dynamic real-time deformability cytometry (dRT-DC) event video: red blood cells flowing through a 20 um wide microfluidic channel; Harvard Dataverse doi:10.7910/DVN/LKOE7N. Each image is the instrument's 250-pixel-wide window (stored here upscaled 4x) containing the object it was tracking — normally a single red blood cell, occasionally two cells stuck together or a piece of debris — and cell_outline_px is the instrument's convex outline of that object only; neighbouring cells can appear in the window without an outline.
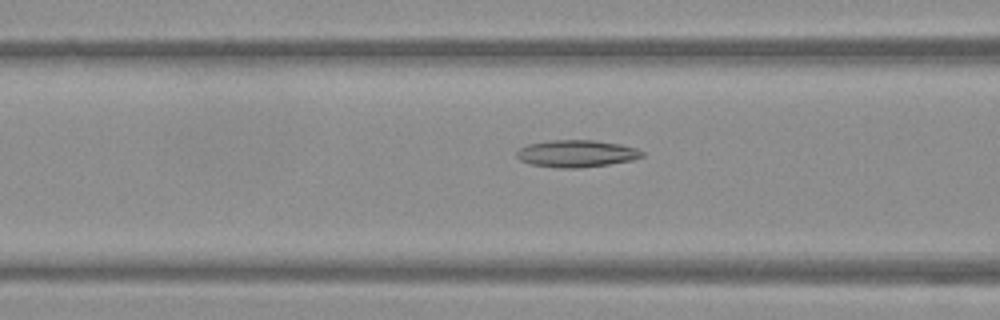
{"species": "Egyptian fruit bat (a non-hibernating species)", "species_latin": "Rousettus aegyptiacus", "temperature_condition": "warm", "stored_images_in_passage": 53, "camera_frame_rate_fps": 3000, "um_per_image_px": 0.085, "frame": {"image": 1, "passage_image": 21, "time_ms": 6.667, "image_size_px": [1000, 320], "cell_outline_px": [[644, 156], [632, 160], [608, 164], [580, 168], [560, 168], [532, 164], [520, 160], [516, 156], [516, 152], [520, 148], [528, 144], [548, 140], [592, 140], [620, 144], [636, 148], [644, 152]], "centroid_in_image_um": [49.0, 13.05], "position_along_channel_um": 117.6, "area_um2": 19.77}}
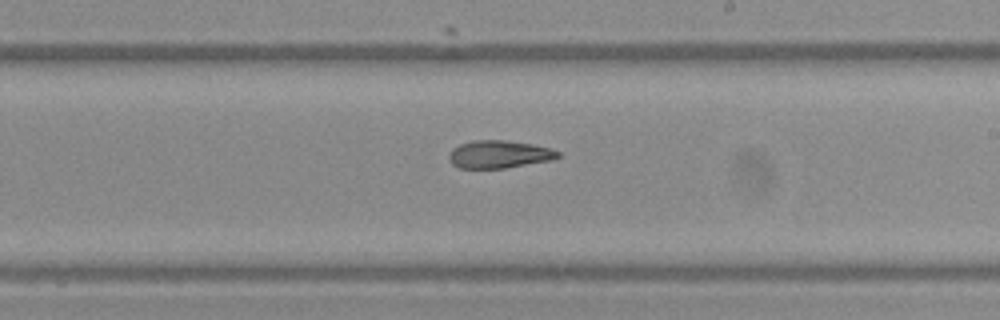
{"frame": {"image": 2, "passage_image": 31, "time_ms": 10.0, "image_size_px": [1000, 320], "cell_outline_px": [[560, 156], [552, 160], [504, 168], [460, 168], [452, 164], [448, 160], [448, 152], [452, 148], [460, 144], [472, 140], [504, 140], [532, 144], [552, 148], [560, 152]], "centroid_in_image_um": [42.4, 13.11], "position_along_channel_um": 246.6, "area_um2": 17.74}}
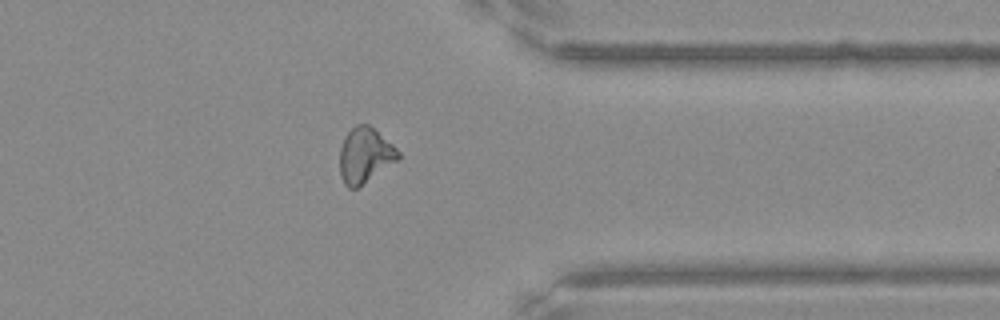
{"frame": {"image": 3, "passage_image": 42, "time_ms": 13.667, "image_size_px": [1000, 320], "cell_outline_px": [[400, 160], [356, 188], [348, 188], [344, 184], [340, 176], [340, 148], [344, 136], [356, 124], [368, 124], [392, 144], [400, 152]], "centroid_in_image_um": [31.02, 13.21], "position_along_channel_um": 380.4, "area_um2": 18.84}, "authors_computed_cell_mechanics": {"area_um2": 19.2474, "velocity_mm_per_s": 3.8658, "shape_relaxation_time_tau1_ms": null, "shape_relaxation_time_tau2_ms": 2.2898, "deformation_change_tau1": null, "deformation_change_tau2": 0.0885}}